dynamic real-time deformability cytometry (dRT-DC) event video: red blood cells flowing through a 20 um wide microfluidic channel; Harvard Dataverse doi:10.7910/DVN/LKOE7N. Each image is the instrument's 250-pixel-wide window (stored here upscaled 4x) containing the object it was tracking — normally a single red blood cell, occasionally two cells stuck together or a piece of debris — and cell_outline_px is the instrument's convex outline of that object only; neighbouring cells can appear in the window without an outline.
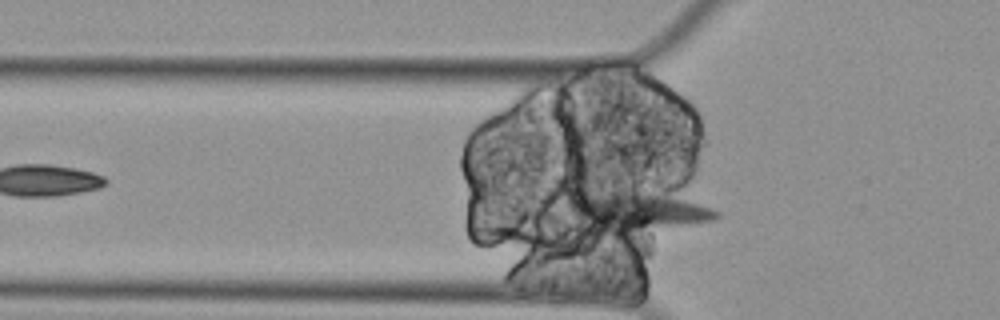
{"species": "Egyptian fruit bat (a non-hibernating species)", "species_latin": "Rousettus aegyptiacus", "temperature_condition": "cold", "stored_images_in_passage": 53, "segment_of_instrument_passage": [2, 3], "camera_frame_rate_fps": 3000, "um_per_image_px": 0.085, "animal": {"sex": "female"}, "frame": {"image": 1, "passage_image": 12, "time_ms": 3.667, "image_size_px": [1000, 320], "cell_outline_px": [[720, 216], [712, 220], [624, 240], [572, 220], [560, 204], [560, 180], [564, 180], [648, 192], [684, 200], [712, 208], [720, 212]], "centroid_in_image_um": [53.46, 17.85], "position_along_channel_um": 72.3, "area_um2": 41.15}}